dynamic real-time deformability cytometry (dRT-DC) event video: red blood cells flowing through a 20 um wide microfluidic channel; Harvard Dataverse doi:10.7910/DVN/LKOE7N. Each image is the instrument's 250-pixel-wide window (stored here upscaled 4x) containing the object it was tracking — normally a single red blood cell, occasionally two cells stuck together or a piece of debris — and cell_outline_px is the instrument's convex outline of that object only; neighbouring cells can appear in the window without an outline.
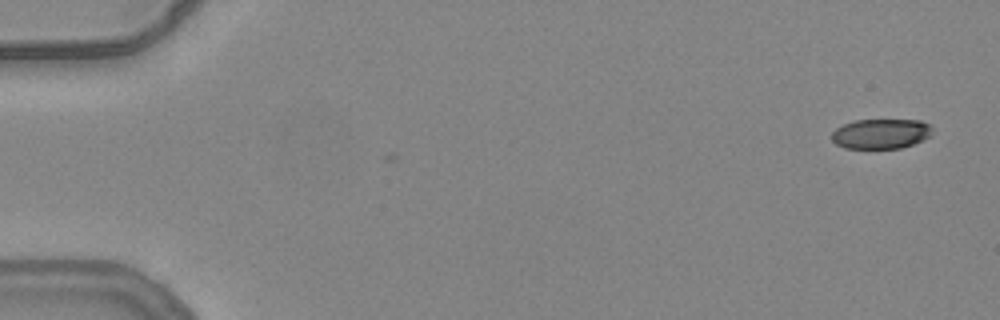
{"species": "common noctule bat (a hibernating species)", "species_latin": "Nyctalus noctula", "temperature_condition": "warm", "stored_images_in_passage": 14, "camera_frame_rate_fps": 3000, "um_per_image_px": 0.085, "animal": {"sex": "female", "body_mass_g": 24.6, "forearm_length_mm": 56.2}, "frame": {"image": 1, "passage_image": 1, "time_ms": 0.0, "image_size_px": [1000, 320], "cell_outline_px": [[932, 128], [928, 136], [912, 144], [900, 148], [844, 148], [836, 144], [832, 140], [832, 132], [836, 128], [844, 124], [856, 120], [920, 120], [928, 124]], "centroid_in_image_um": [74.83, 11.36], "position_along_channel_um": 10.2, "area_um2": 17.28}}